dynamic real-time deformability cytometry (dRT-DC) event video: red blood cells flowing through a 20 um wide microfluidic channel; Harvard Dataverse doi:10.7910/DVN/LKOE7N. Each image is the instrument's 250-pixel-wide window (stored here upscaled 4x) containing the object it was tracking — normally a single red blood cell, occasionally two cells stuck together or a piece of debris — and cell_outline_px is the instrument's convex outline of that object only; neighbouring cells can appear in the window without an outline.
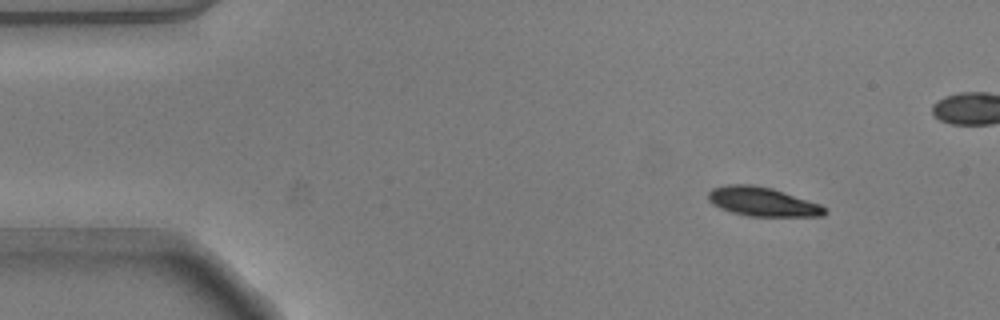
{"species": "common noctule bat (a hibernating species)", "species_latin": "Nyctalus noctula", "temperature_condition": "warm", "stored_images_in_passage": 8, "camera_frame_rate_fps": 3000, "um_per_image_px": 0.085, "animal": {"sex": "male", "body_mass_g": 20.5, "forearm_length_mm": 52.5}, "frame": {"image": 1, "passage_image": 1, "time_ms": 0.0, "image_size_px": [1000, 320], "cell_outline_px": [[828, 212], [824, 216], [748, 216], [732, 212], [720, 208], [712, 204], [708, 200], [708, 192], [712, 188], [728, 184], [752, 184], [772, 188], [820, 204], [828, 208]], "centroid_in_image_um": [64.82, 17.14], "position_along_channel_um": 20.2, "area_um2": 19.83}}